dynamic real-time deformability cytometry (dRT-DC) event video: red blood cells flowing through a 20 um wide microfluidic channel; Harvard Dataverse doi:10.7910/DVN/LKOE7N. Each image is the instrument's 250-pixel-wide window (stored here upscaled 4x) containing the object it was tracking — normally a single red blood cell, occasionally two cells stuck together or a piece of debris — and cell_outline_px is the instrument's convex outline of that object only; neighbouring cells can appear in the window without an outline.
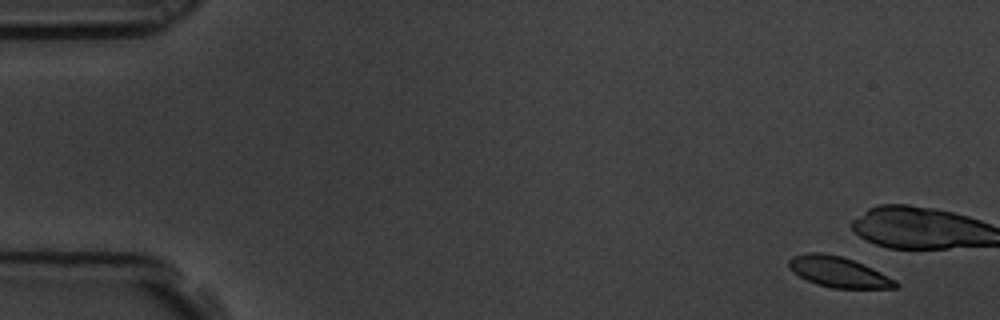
{"species": "common noctule bat (a hibernating species)", "species_latin": "Nyctalus noctula", "temperature_condition": "room temperature", "stored_images_in_passage": 6, "camera_frame_rate_fps": 3000, "um_per_image_px": 0.085, "animal": {"sex": "male", "body_mass_g": 19.5, "forearm_length_mm": 54.6}, "frame": {"image": 1, "passage_image": 1, "time_ms": 0.0, "image_size_px": [1000, 320], "cell_outline_px": [[900, 284], [896, 288], [832, 288], [816, 284], [792, 272], [788, 268], [788, 260], [792, 256], [808, 252], [820, 252], [840, 256], [864, 264], [896, 280]], "centroid_in_image_um": [71.25, 23.11], "position_along_channel_um": 13.8, "area_um2": 19.02}}